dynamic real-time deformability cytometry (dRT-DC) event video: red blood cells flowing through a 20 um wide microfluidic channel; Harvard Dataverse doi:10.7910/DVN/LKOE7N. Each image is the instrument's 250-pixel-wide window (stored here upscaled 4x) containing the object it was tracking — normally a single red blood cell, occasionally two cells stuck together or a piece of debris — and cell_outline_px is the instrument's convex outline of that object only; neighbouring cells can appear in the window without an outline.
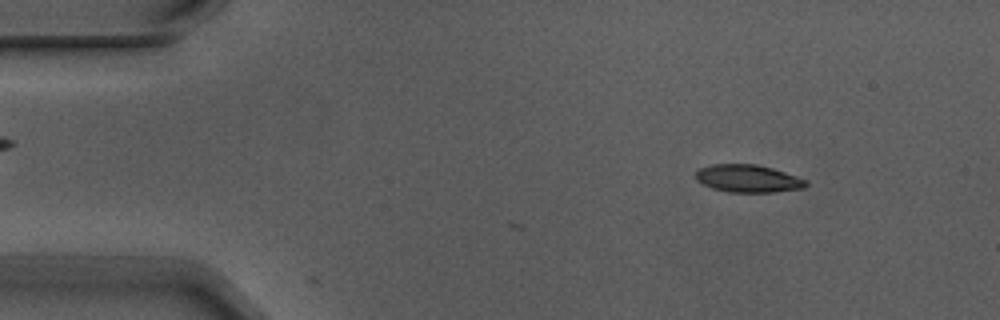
{"species": "Egyptian fruit bat (a non-hibernating species)", "species_latin": "Rousettus aegyptiacus", "temperature_condition": "warm", "stored_images_in_passage": 2, "camera_frame_rate_fps": 3000, "um_per_image_px": 0.085, "animal": {"sex": "male"}, "frame": {"image": 1, "passage_image": 2, "time_ms": 0.333, "image_size_px": [1000, 320], "cell_outline_px": [[808, 184], [804, 188], [772, 192], [728, 192], [712, 188], [696, 180], [696, 172], [700, 168], [712, 164], [756, 164], [772, 168], [808, 180]], "centroid_in_image_um": [63.59, 15.17], "position_along_channel_um": 21.4, "area_um2": 17.69}}